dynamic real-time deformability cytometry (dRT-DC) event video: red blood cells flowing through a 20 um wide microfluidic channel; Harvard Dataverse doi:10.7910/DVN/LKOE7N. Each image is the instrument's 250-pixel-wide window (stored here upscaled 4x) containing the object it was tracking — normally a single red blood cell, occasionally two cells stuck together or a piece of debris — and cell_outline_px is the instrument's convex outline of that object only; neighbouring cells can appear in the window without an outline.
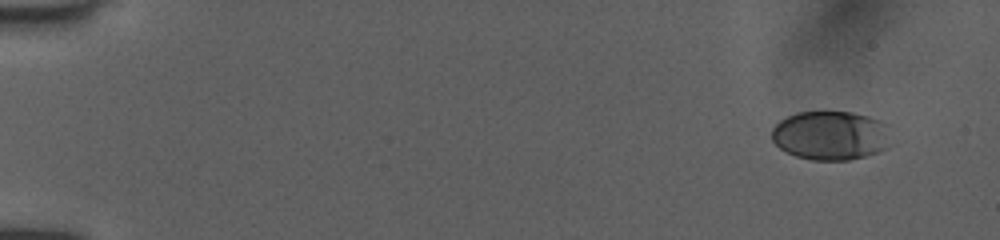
{"species": "human", "species_latin": "Homo sapiens", "temperature_condition": "room temperature", "stored_images_in_passage": 50, "camera_frame_rate_fps": 3000, "um_per_image_px": 0.085, "donor": {"sex": "female"}, "frame": {"image": 1, "passage_image": 1, "time_ms": 0.0, "image_size_px": [1000, 240], "cell_outline_px": [[892, 124], [888, 148], [864, 156], [848, 160], [812, 160], [796, 156], [780, 148], [772, 140], [772, 128], [780, 120], [796, 112], [852, 112], [868, 116]], "centroid_in_image_um": [70.66, 11.5], "position_along_channel_um": 14.3, "area_um2": 34.45}}
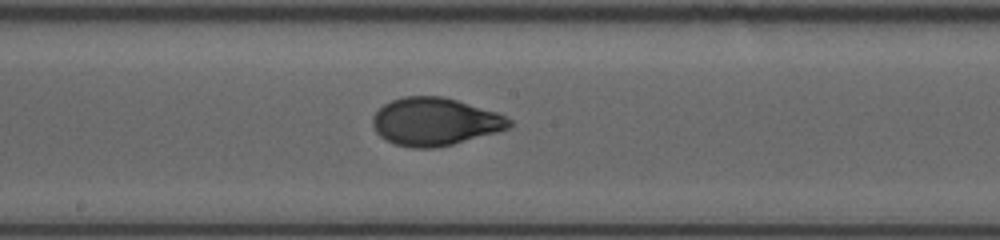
{"frame": {"image": 2, "passage_image": 27, "time_ms": 8.667, "image_size_px": [1000, 240], "cell_outline_px": [[512, 124], [508, 128], [496, 132], [452, 144], [432, 148], [412, 148], [396, 144], [384, 140], [376, 132], [372, 124], [372, 116], [384, 104], [392, 100], [404, 96], [444, 96], [496, 112], [512, 120]], "centroid_in_image_um": [36.93, 10.34], "position_along_channel_um": 211.3, "area_um2": 37.86}}
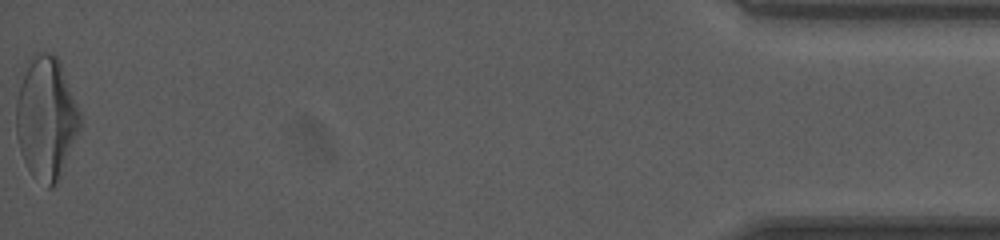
{"frame": {"image": 3, "passage_image": 50, "time_ms": 16.333, "image_size_px": [1000, 240], "cell_outline_px": [[80, 128], [60, 180], [52, 188], [48, 188], [32, 176], [20, 152], [16, 136], [16, 100], [20, 84], [32, 56], [44, 48], [52, 52], [60, 60], [80, 112]], "centroid_in_image_um": [3.93, 10.05], "position_along_channel_um": 431.3, "area_um2": 45.95}, "authors_computed_cell_mechanics": {"area_um2": 37.4544, "velocity_mm_per_s": 4.0155, "shape_relaxation_time_tau1_ms": 5.2969, "shape_relaxation_time_tau2_ms": 0.6147, "deformation_change_tau1": 0.1992, "deformation_change_tau2": 0.0401}}